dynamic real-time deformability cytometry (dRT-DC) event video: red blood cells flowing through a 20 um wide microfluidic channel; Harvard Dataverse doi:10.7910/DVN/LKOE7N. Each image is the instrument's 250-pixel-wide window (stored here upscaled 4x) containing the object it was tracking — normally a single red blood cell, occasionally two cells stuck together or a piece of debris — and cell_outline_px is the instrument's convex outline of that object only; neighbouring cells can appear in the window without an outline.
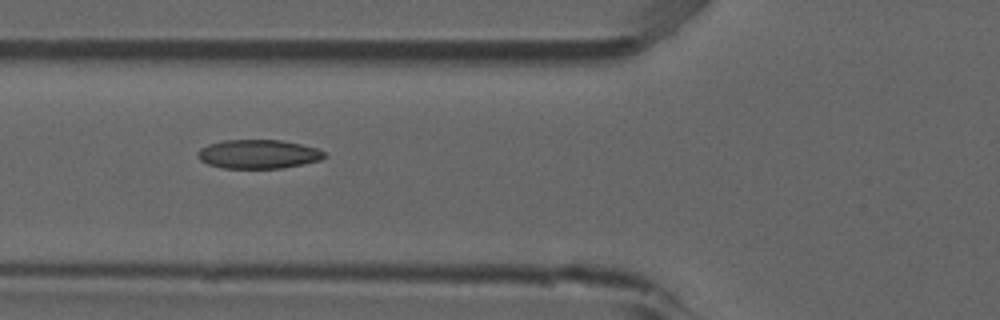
{"species": "common noctule bat (a hibernating species)", "species_latin": "Nyctalus noctula", "temperature_condition": "room temperature", "stored_images_in_passage": 7, "camera_frame_rate_fps": 3000, "um_per_image_px": 0.085, "animal": {"sex": "male", "forearm_length_mm": 52.5}, "frame": {"image": 1, "passage_image": 6, "time_ms": 1.667, "image_size_px": [1000, 320], "cell_outline_px": [[324, 156], [320, 160], [284, 168], [224, 168], [208, 164], [200, 160], [196, 156], [196, 152], [200, 148], [208, 144], [224, 140], [280, 140], [300, 144], [316, 148], [324, 152]], "centroid_in_image_um": [21.9, 13.1], "position_along_channel_um": 103.9, "area_um2": 21.27}}
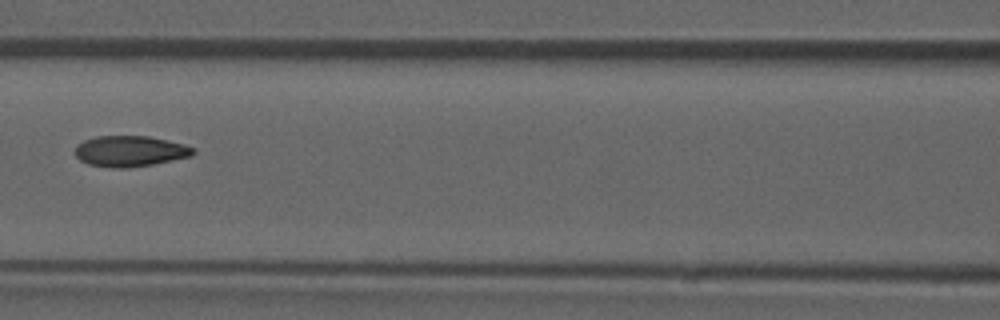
{"frame": {"image": 2, "passage_image": 7, "time_ms": 2.0, "image_size_px": [1000, 320], "cell_outline_px": [[196, 152], [192, 156], [152, 164], [128, 168], [112, 168], [88, 164], [80, 160], [76, 156], [76, 144], [84, 140], [96, 136], [148, 136], [184, 144], [196, 148]], "centroid_in_image_um": [11.06, 12.85], "position_along_channel_um": 155.5, "area_um2": 21.27}}